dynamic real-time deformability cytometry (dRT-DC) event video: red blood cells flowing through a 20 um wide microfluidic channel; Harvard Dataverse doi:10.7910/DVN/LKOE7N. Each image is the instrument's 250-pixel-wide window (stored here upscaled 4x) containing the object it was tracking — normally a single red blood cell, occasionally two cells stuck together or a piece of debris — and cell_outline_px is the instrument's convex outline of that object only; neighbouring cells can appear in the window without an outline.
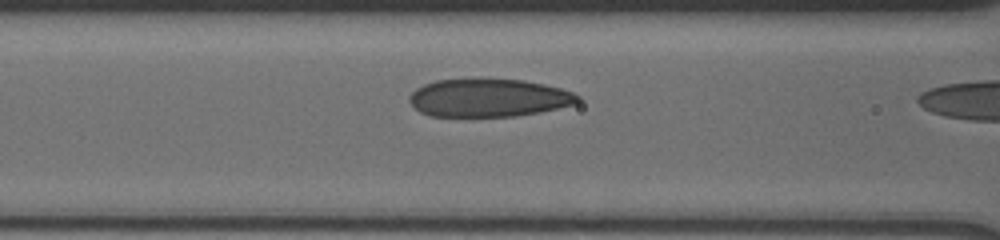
{"species": "human", "species_latin": "Homo sapiens", "temperature_condition": "cold", "stored_images_in_passage": 5, "camera_frame_rate_fps": 3000, "um_per_image_px": 0.085, "donor": {"sex": "male"}, "frame": {"image": 1, "passage_image": 4, "time_ms": 2.667, "image_size_px": [1000, 240], "cell_outline_px": [[580, 100], [576, 104], [540, 112], [512, 116], [432, 116], [420, 112], [408, 100], [412, 92], [416, 88], [424, 84], [436, 80], [484, 76], [524, 80], [544, 84], [560, 88], [572, 92], [580, 96]], "centroid_in_image_um": [41.53, 8.27], "position_along_channel_um": 125.1, "area_um2": 38.15}}